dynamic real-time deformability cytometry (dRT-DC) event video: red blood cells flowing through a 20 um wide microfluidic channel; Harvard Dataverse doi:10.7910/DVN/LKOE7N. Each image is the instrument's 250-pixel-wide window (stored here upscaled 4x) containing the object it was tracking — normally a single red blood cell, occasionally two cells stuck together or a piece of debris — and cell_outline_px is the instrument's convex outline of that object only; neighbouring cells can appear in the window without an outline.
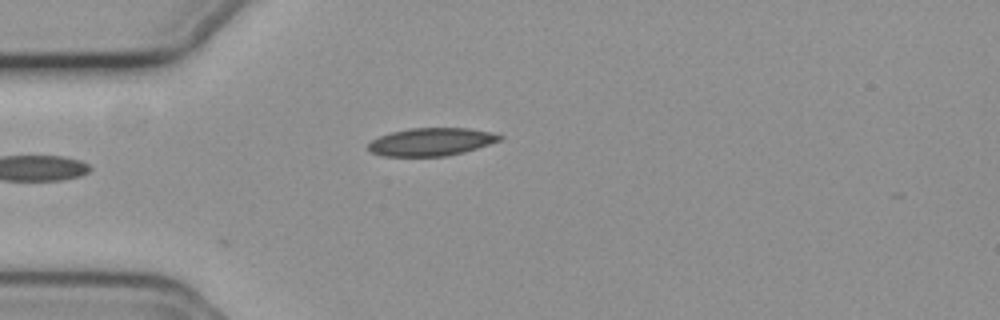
{"species": "common noctule bat (a hibernating species)", "species_latin": "Nyctalus noctula", "temperature_condition": "cold", "stored_images_in_passage": 26, "camera_frame_rate_fps": 3000, "um_per_image_px": 0.085, "animal": {"sex": "female", "body_mass_g": 19.3, "forearm_length_mm": 54.1}, "frame": {"image": 1, "passage_image": 1, "time_ms": 0.0, "image_size_px": [1000, 320], "cell_outline_px": [[504, 136], [500, 140], [464, 152], [448, 156], [380, 156], [372, 152], [368, 148], [368, 144], [372, 140], [380, 136], [392, 132], [408, 128], [468, 128], [492, 132]], "centroid_in_image_um": [36.65, 12.05], "position_along_channel_um": 48.3, "area_um2": 21.27}}
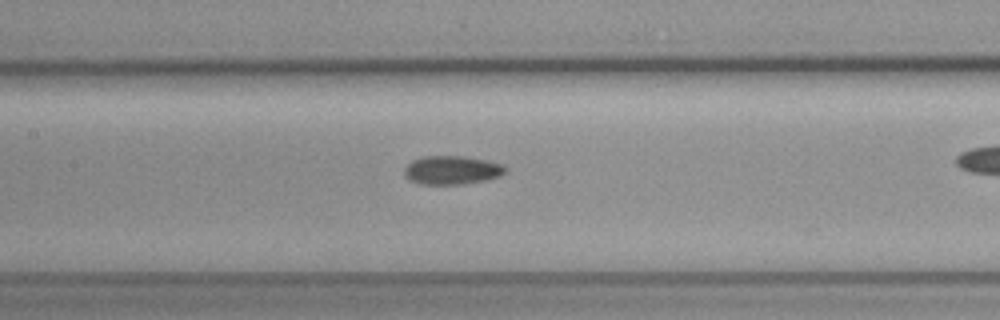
{"frame": {"image": 2, "passage_image": 8, "time_ms": 2.333, "image_size_px": [1000, 320], "cell_outline_px": [[508, 168], [500, 176], [484, 180], [460, 184], [420, 184], [408, 180], [404, 176], [404, 168], [412, 160], [424, 156], [464, 156], [504, 164]], "centroid_in_image_um": [38.38, 14.45], "position_along_channel_um": 169.0, "area_um2": 16.88}}
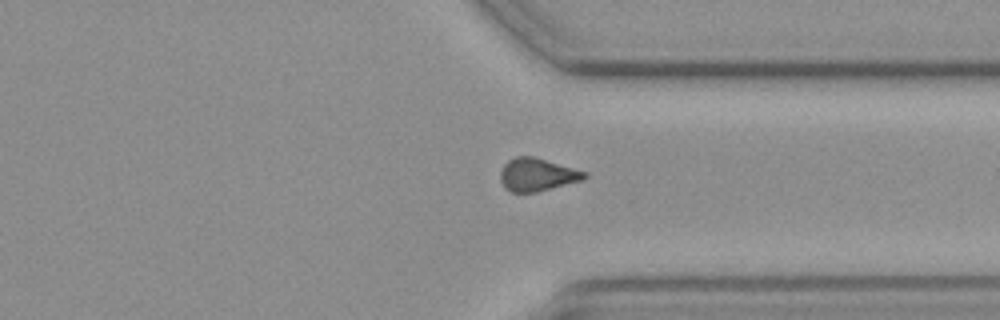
{"frame": {"image": 3, "passage_image": 24, "time_ms": 7.667, "image_size_px": [1000, 320], "cell_outline_px": [[588, 176], [580, 180], [536, 192], [512, 192], [504, 188], [500, 180], [500, 168], [508, 160], [516, 156], [532, 156], [588, 172]], "centroid_in_image_um": [45.61, 14.84], "position_along_channel_um": 365.8, "area_um2": 16.01}}